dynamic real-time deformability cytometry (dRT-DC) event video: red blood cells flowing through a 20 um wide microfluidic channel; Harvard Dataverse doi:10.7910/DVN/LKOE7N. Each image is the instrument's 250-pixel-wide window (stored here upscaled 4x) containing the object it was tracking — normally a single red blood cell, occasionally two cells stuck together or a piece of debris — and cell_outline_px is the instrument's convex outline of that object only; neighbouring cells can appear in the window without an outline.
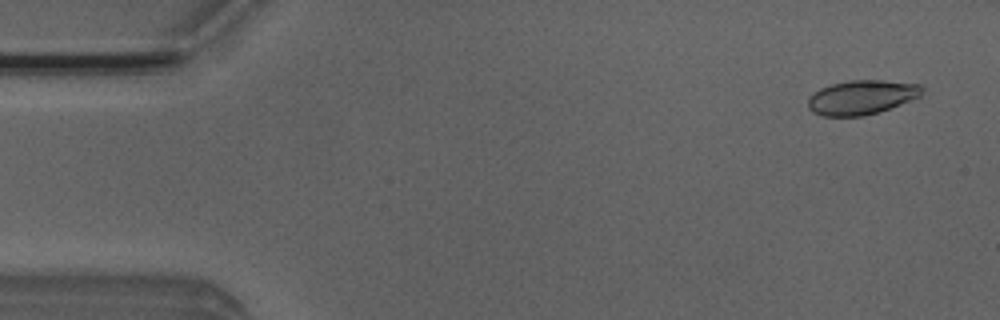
{"species": "Egyptian fruit bat (a non-hibernating species)", "species_latin": "Rousettus aegyptiacus", "temperature_condition": "room temperature", "stored_images_in_passage": 7, "camera_frame_rate_fps": 3000, "um_per_image_px": 0.085, "animal": {"sex": "male"}, "frame": {"image": 1, "passage_image": 1, "time_ms": 0.0, "image_size_px": [1000, 320], "cell_outline_px": [[924, 92], [920, 96], [880, 112], [864, 116], [820, 116], [812, 112], [808, 108], [808, 96], [812, 92], [820, 88], [832, 84], [848, 80], [880, 80], [920, 84], [924, 88]], "centroid_in_image_um": [73.21, 8.27], "position_along_channel_um": 11.8, "area_um2": 23.06}}